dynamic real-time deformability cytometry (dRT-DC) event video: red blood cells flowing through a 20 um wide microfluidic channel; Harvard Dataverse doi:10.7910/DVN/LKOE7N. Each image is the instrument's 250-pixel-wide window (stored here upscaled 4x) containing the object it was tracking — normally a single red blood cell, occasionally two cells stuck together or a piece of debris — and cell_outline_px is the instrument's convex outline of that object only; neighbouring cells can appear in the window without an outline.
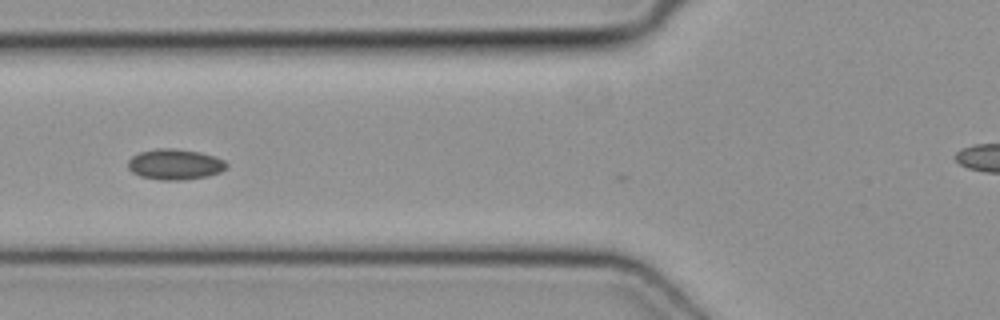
{"species": "common noctule bat (a hibernating species)", "species_latin": "Nyctalus noctula", "temperature_condition": "cold", "stored_images_in_passage": 22, "camera_frame_rate_fps": 3000, "um_per_image_px": 0.085, "animal": {"sex": "female", "body_mass_g": 19.3, "forearm_length_mm": 54.1}, "frame": {"image": 1, "passage_image": 2, "time_ms": 0.333, "image_size_px": [1000, 320], "cell_outline_px": [[228, 164], [220, 172], [208, 176], [184, 180], [160, 180], [140, 176], [132, 172], [128, 168], [128, 160], [132, 156], [140, 152], [156, 148], [172, 148], [200, 152], [224, 160]], "centroid_in_image_um": [14.84, 13.97], "position_along_channel_um": 111.0, "area_um2": 17.57}}
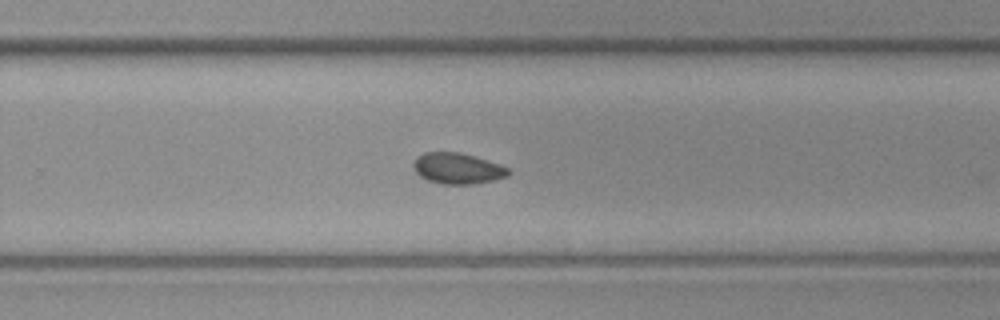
{"frame": {"image": 2, "passage_image": 15, "time_ms": 4.667, "image_size_px": [1000, 320], "cell_outline_px": [[512, 172], [508, 176], [496, 180], [476, 184], [444, 184], [428, 180], [420, 176], [416, 172], [412, 164], [424, 152], [460, 152], [488, 160], [500, 164], [508, 168]], "centroid_in_image_um": [38.95, 14.32], "position_along_channel_um": 290.9, "area_um2": 17.17}}
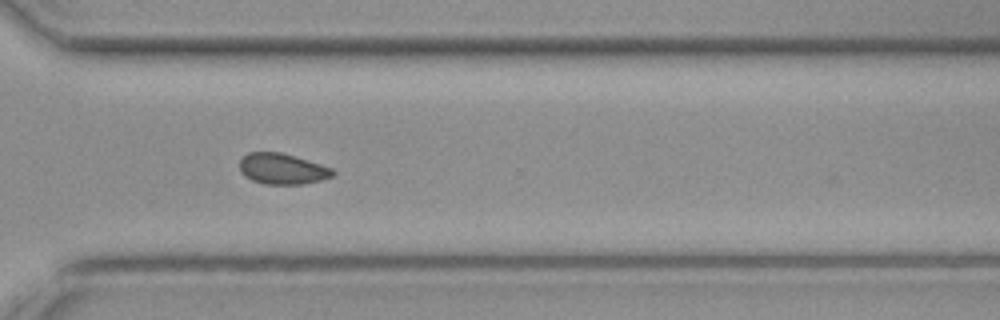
{"frame": {"image": 3, "passage_image": 19, "time_ms": 6.0, "image_size_px": [1000, 320], "cell_outline_px": [[336, 176], [304, 184], [264, 184], [252, 180], [244, 176], [240, 172], [240, 160], [248, 152], [280, 152], [320, 164], [332, 168], [336, 172]], "centroid_in_image_um": [24.0, 14.36], "position_along_channel_um": 346.6, "area_um2": 16.76}}